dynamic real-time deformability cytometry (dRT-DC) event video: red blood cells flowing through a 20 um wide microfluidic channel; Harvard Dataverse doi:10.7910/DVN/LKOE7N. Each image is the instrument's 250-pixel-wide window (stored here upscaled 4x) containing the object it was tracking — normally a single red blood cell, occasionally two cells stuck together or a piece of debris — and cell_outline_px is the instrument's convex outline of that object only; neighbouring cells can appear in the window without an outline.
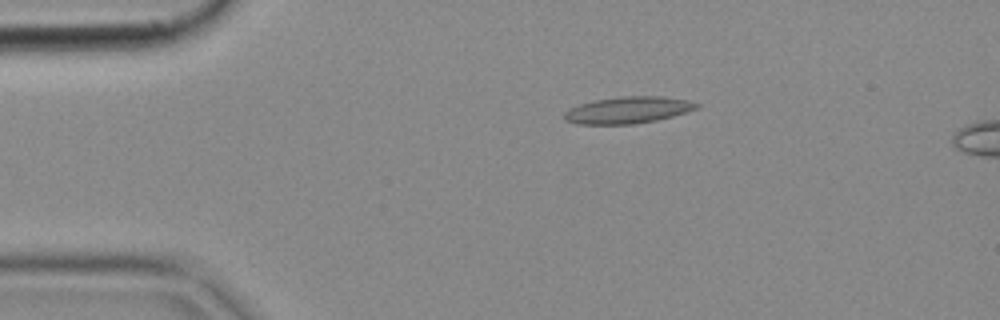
{"species": "common noctule bat (a hibernating species)", "species_latin": "Nyctalus noctula", "temperature_condition": "cold", "stored_images_in_passage": 5, "camera_frame_rate_fps": 3000, "um_per_image_px": 0.085, "animal": {"sex": "female", "body_mass_g": 18.4}, "frame": {"image": 1, "passage_image": 3, "time_ms": 0.667, "image_size_px": [1000, 320], "cell_outline_px": [[700, 108], [672, 116], [656, 120], [632, 124], [576, 124], [564, 120], [564, 112], [580, 104], [596, 100], [620, 96], [664, 96], [688, 100], [700, 104]], "centroid_in_image_um": [53.41, 9.35], "position_along_channel_um": 31.6, "area_um2": 20.58}}